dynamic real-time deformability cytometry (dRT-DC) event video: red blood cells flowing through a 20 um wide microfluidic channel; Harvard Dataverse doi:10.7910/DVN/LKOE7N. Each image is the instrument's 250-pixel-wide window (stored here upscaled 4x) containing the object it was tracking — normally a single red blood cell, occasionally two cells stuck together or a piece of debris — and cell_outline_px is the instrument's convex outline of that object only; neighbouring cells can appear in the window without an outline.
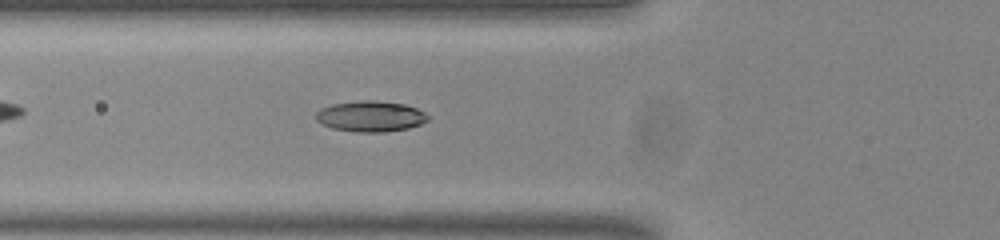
{"species": "common noctule bat (a hibernating species)", "species_latin": "Nyctalus noctula", "temperature_condition": "room temperature", "stored_images_in_passage": 44, "camera_frame_rate_fps": 3000, "um_per_image_px": 0.085, "animal": {"sex": "male", "body_mass_g": 20.0, "forearm_length_mm": 53.3}, "frame": {"image": 1, "passage_image": 10, "time_ms": 3.0, "image_size_px": [1000, 240], "cell_outline_px": [[428, 120], [420, 124], [408, 128], [384, 132], [356, 132], [332, 128], [316, 120], [316, 112], [332, 104], [360, 100], [372, 100], [404, 104], [416, 108], [424, 112], [428, 116]], "centroid_in_image_um": [31.5, 9.89], "position_along_channel_um": 94.3, "area_um2": 19.88}}
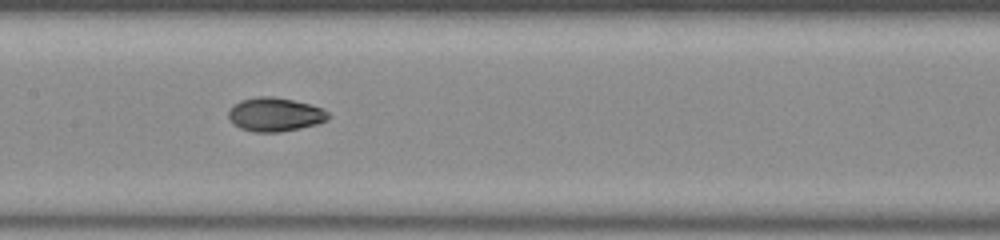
{"frame": {"image": 2, "passage_image": 17, "time_ms": 5.333, "image_size_px": [1000, 240], "cell_outline_px": [[328, 120], [316, 124], [300, 128], [280, 132], [252, 132], [240, 128], [228, 116], [228, 112], [240, 100], [256, 96], [272, 96], [292, 100], [308, 104], [320, 108], [328, 112]], "centroid_in_image_um": [23.37, 9.73], "position_along_channel_um": 184.0, "area_um2": 19.36}}
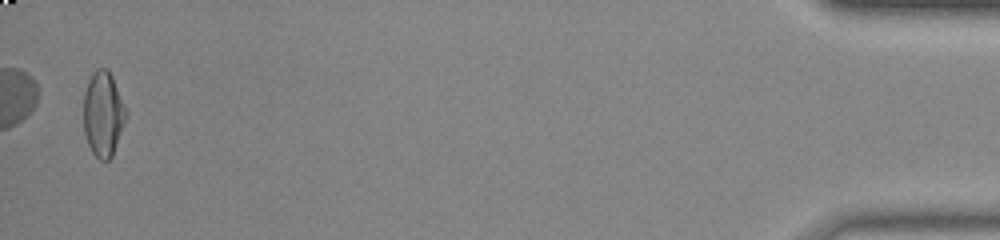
{"frame": {"image": 3, "passage_image": 43, "time_ms": 14.0, "image_size_px": [1000, 240], "cell_outline_px": [[128, 112], [112, 156], [108, 160], [100, 160], [92, 152], [88, 144], [84, 132], [84, 92], [88, 80], [92, 72], [96, 68], [108, 68], [112, 76]], "centroid_in_image_um": [8.76, 9.65], "position_along_channel_um": 426.4, "area_um2": 21.04}, "authors_computed_cell_mechanics": {"area_um2": 19.5075, "velocity_mm_per_s": 3.8243, "shape_relaxation_time_tau1_ms": 4.6905, "shape_relaxation_time_tau2_ms": 1.8413, "deformation_change_tau1": 0.1549, "deformation_change_tau2": 0.0503}}